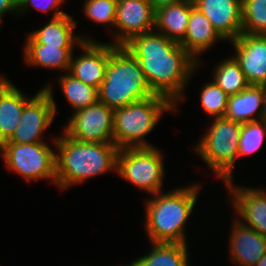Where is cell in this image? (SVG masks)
<instances>
[{
	"label": "cell",
	"instance_id": "obj_1",
	"mask_svg": "<svg viewBox=\"0 0 266 266\" xmlns=\"http://www.w3.org/2000/svg\"><path fill=\"white\" fill-rule=\"evenodd\" d=\"M140 62L151 90L169 99L178 111L185 88L199 69L198 62L178 42L151 31L133 37L124 45Z\"/></svg>",
	"mask_w": 266,
	"mask_h": 266
},
{
	"label": "cell",
	"instance_id": "obj_2",
	"mask_svg": "<svg viewBox=\"0 0 266 266\" xmlns=\"http://www.w3.org/2000/svg\"><path fill=\"white\" fill-rule=\"evenodd\" d=\"M56 148V186L66 190L88 179L115 171L119 148L114 143L80 142L63 131L53 137Z\"/></svg>",
	"mask_w": 266,
	"mask_h": 266
},
{
	"label": "cell",
	"instance_id": "obj_3",
	"mask_svg": "<svg viewBox=\"0 0 266 266\" xmlns=\"http://www.w3.org/2000/svg\"><path fill=\"white\" fill-rule=\"evenodd\" d=\"M201 187L200 183H192L146 198L143 224L150 243L189 244L186 224L198 201Z\"/></svg>",
	"mask_w": 266,
	"mask_h": 266
},
{
	"label": "cell",
	"instance_id": "obj_4",
	"mask_svg": "<svg viewBox=\"0 0 266 266\" xmlns=\"http://www.w3.org/2000/svg\"><path fill=\"white\" fill-rule=\"evenodd\" d=\"M156 95L150 88L140 62L125 46L111 43L105 78L98 89V101L119 109Z\"/></svg>",
	"mask_w": 266,
	"mask_h": 266
},
{
	"label": "cell",
	"instance_id": "obj_5",
	"mask_svg": "<svg viewBox=\"0 0 266 266\" xmlns=\"http://www.w3.org/2000/svg\"><path fill=\"white\" fill-rule=\"evenodd\" d=\"M176 106L166 97L153 95L114 110L113 140L119 148L153 147L146 135L151 133L164 113H174Z\"/></svg>",
	"mask_w": 266,
	"mask_h": 266
},
{
	"label": "cell",
	"instance_id": "obj_6",
	"mask_svg": "<svg viewBox=\"0 0 266 266\" xmlns=\"http://www.w3.org/2000/svg\"><path fill=\"white\" fill-rule=\"evenodd\" d=\"M242 123L224 117L212 123L194 146V151L223 184L233 180Z\"/></svg>",
	"mask_w": 266,
	"mask_h": 266
},
{
	"label": "cell",
	"instance_id": "obj_7",
	"mask_svg": "<svg viewBox=\"0 0 266 266\" xmlns=\"http://www.w3.org/2000/svg\"><path fill=\"white\" fill-rule=\"evenodd\" d=\"M157 147H127L117 153L116 172L138 190L150 195L162 192L165 162Z\"/></svg>",
	"mask_w": 266,
	"mask_h": 266
},
{
	"label": "cell",
	"instance_id": "obj_8",
	"mask_svg": "<svg viewBox=\"0 0 266 266\" xmlns=\"http://www.w3.org/2000/svg\"><path fill=\"white\" fill-rule=\"evenodd\" d=\"M2 158L7 170L27 181L49 180L56 185V152L46 142L8 143Z\"/></svg>",
	"mask_w": 266,
	"mask_h": 266
},
{
	"label": "cell",
	"instance_id": "obj_9",
	"mask_svg": "<svg viewBox=\"0 0 266 266\" xmlns=\"http://www.w3.org/2000/svg\"><path fill=\"white\" fill-rule=\"evenodd\" d=\"M53 86L50 82L38 90L24 105L23 113L15 132L8 143L31 144L44 142V131L50 128L57 112Z\"/></svg>",
	"mask_w": 266,
	"mask_h": 266
},
{
	"label": "cell",
	"instance_id": "obj_10",
	"mask_svg": "<svg viewBox=\"0 0 266 266\" xmlns=\"http://www.w3.org/2000/svg\"><path fill=\"white\" fill-rule=\"evenodd\" d=\"M114 110L101 102L74 111L63 132L73 140L93 143H114Z\"/></svg>",
	"mask_w": 266,
	"mask_h": 266
},
{
	"label": "cell",
	"instance_id": "obj_11",
	"mask_svg": "<svg viewBox=\"0 0 266 266\" xmlns=\"http://www.w3.org/2000/svg\"><path fill=\"white\" fill-rule=\"evenodd\" d=\"M155 10L148 0H117L114 31L115 46H124L133 37L154 31Z\"/></svg>",
	"mask_w": 266,
	"mask_h": 266
},
{
	"label": "cell",
	"instance_id": "obj_12",
	"mask_svg": "<svg viewBox=\"0 0 266 266\" xmlns=\"http://www.w3.org/2000/svg\"><path fill=\"white\" fill-rule=\"evenodd\" d=\"M235 217L266 238V189L235 185L234 179L224 183Z\"/></svg>",
	"mask_w": 266,
	"mask_h": 266
},
{
	"label": "cell",
	"instance_id": "obj_13",
	"mask_svg": "<svg viewBox=\"0 0 266 266\" xmlns=\"http://www.w3.org/2000/svg\"><path fill=\"white\" fill-rule=\"evenodd\" d=\"M81 54H72L69 74L94 88L101 86L111 54V42L84 40L79 46Z\"/></svg>",
	"mask_w": 266,
	"mask_h": 266
},
{
	"label": "cell",
	"instance_id": "obj_14",
	"mask_svg": "<svg viewBox=\"0 0 266 266\" xmlns=\"http://www.w3.org/2000/svg\"><path fill=\"white\" fill-rule=\"evenodd\" d=\"M229 42L249 85L266 86V35L241 33Z\"/></svg>",
	"mask_w": 266,
	"mask_h": 266
},
{
	"label": "cell",
	"instance_id": "obj_15",
	"mask_svg": "<svg viewBox=\"0 0 266 266\" xmlns=\"http://www.w3.org/2000/svg\"><path fill=\"white\" fill-rule=\"evenodd\" d=\"M192 1L227 42L242 33V0Z\"/></svg>",
	"mask_w": 266,
	"mask_h": 266
},
{
	"label": "cell",
	"instance_id": "obj_16",
	"mask_svg": "<svg viewBox=\"0 0 266 266\" xmlns=\"http://www.w3.org/2000/svg\"><path fill=\"white\" fill-rule=\"evenodd\" d=\"M229 231V258L238 266H254L266 253V238L236 218Z\"/></svg>",
	"mask_w": 266,
	"mask_h": 266
},
{
	"label": "cell",
	"instance_id": "obj_17",
	"mask_svg": "<svg viewBox=\"0 0 266 266\" xmlns=\"http://www.w3.org/2000/svg\"><path fill=\"white\" fill-rule=\"evenodd\" d=\"M77 22L73 16L64 14L57 18H50L46 25L30 32L26 37L25 44H44L46 46H60L61 48L78 47L84 40H95L81 33L75 34Z\"/></svg>",
	"mask_w": 266,
	"mask_h": 266
},
{
	"label": "cell",
	"instance_id": "obj_18",
	"mask_svg": "<svg viewBox=\"0 0 266 266\" xmlns=\"http://www.w3.org/2000/svg\"><path fill=\"white\" fill-rule=\"evenodd\" d=\"M224 118L239 123L266 118V86L249 85L228 98Z\"/></svg>",
	"mask_w": 266,
	"mask_h": 266
},
{
	"label": "cell",
	"instance_id": "obj_19",
	"mask_svg": "<svg viewBox=\"0 0 266 266\" xmlns=\"http://www.w3.org/2000/svg\"><path fill=\"white\" fill-rule=\"evenodd\" d=\"M227 42L212 26L208 18L193 7L190 12L187 31L184 39L179 43L187 52L201 65L200 55L217 44L216 42Z\"/></svg>",
	"mask_w": 266,
	"mask_h": 266
},
{
	"label": "cell",
	"instance_id": "obj_20",
	"mask_svg": "<svg viewBox=\"0 0 266 266\" xmlns=\"http://www.w3.org/2000/svg\"><path fill=\"white\" fill-rule=\"evenodd\" d=\"M192 0L166 5L155 10L154 30L168 39L180 43L186 34Z\"/></svg>",
	"mask_w": 266,
	"mask_h": 266
},
{
	"label": "cell",
	"instance_id": "obj_21",
	"mask_svg": "<svg viewBox=\"0 0 266 266\" xmlns=\"http://www.w3.org/2000/svg\"><path fill=\"white\" fill-rule=\"evenodd\" d=\"M32 97L22 93L16 85L8 80L0 88V130L9 140L20 122L24 105Z\"/></svg>",
	"mask_w": 266,
	"mask_h": 266
},
{
	"label": "cell",
	"instance_id": "obj_22",
	"mask_svg": "<svg viewBox=\"0 0 266 266\" xmlns=\"http://www.w3.org/2000/svg\"><path fill=\"white\" fill-rule=\"evenodd\" d=\"M74 50L75 48H61L60 46H46L44 44H24L23 60L28 66L48 70L58 69L68 73Z\"/></svg>",
	"mask_w": 266,
	"mask_h": 266
},
{
	"label": "cell",
	"instance_id": "obj_23",
	"mask_svg": "<svg viewBox=\"0 0 266 266\" xmlns=\"http://www.w3.org/2000/svg\"><path fill=\"white\" fill-rule=\"evenodd\" d=\"M189 244L153 243L148 253L134 259L138 266H189Z\"/></svg>",
	"mask_w": 266,
	"mask_h": 266
},
{
	"label": "cell",
	"instance_id": "obj_24",
	"mask_svg": "<svg viewBox=\"0 0 266 266\" xmlns=\"http://www.w3.org/2000/svg\"><path fill=\"white\" fill-rule=\"evenodd\" d=\"M58 84L63 96L70 104L73 112L98 102V89L75 79L69 73L58 76Z\"/></svg>",
	"mask_w": 266,
	"mask_h": 266
},
{
	"label": "cell",
	"instance_id": "obj_25",
	"mask_svg": "<svg viewBox=\"0 0 266 266\" xmlns=\"http://www.w3.org/2000/svg\"><path fill=\"white\" fill-rule=\"evenodd\" d=\"M212 80L228 95H235L249 86L239 63L233 56L217 63Z\"/></svg>",
	"mask_w": 266,
	"mask_h": 266
},
{
	"label": "cell",
	"instance_id": "obj_26",
	"mask_svg": "<svg viewBox=\"0 0 266 266\" xmlns=\"http://www.w3.org/2000/svg\"><path fill=\"white\" fill-rule=\"evenodd\" d=\"M242 33L266 35V0H242Z\"/></svg>",
	"mask_w": 266,
	"mask_h": 266
},
{
	"label": "cell",
	"instance_id": "obj_27",
	"mask_svg": "<svg viewBox=\"0 0 266 266\" xmlns=\"http://www.w3.org/2000/svg\"><path fill=\"white\" fill-rule=\"evenodd\" d=\"M266 138V118L242 124L238 145V158L256 152Z\"/></svg>",
	"mask_w": 266,
	"mask_h": 266
},
{
	"label": "cell",
	"instance_id": "obj_28",
	"mask_svg": "<svg viewBox=\"0 0 266 266\" xmlns=\"http://www.w3.org/2000/svg\"><path fill=\"white\" fill-rule=\"evenodd\" d=\"M199 96L202 109L210 118L224 117L229 96L212 79L203 84Z\"/></svg>",
	"mask_w": 266,
	"mask_h": 266
},
{
	"label": "cell",
	"instance_id": "obj_29",
	"mask_svg": "<svg viewBox=\"0 0 266 266\" xmlns=\"http://www.w3.org/2000/svg\"><path fill=\"white\" fill-rule=\"evenodd\" d=\"M82 5L86 19L114 29L117 0H85Z\"/></svg>",
	"mask_w": 266,
	"mask_h": 266
},
{
	"label": "cell",
	"instance_id": "obj_30",
	"mask_svg": "<svg viewBox=\"0 0 266 266\" xmlns=\"http://www.w3.org/2000/svg\"><path fill=\"white\" fill-rule=\"evenodd\" d=\"M64 2V0H18V15L22 16L25 15V13H30V9L33 8L46 13L50 12V10H54L51 19L57 18L67 14L60 10Z\"/></svg>",
	"mask_w": 266,
	"mask_h": 266
},
{
	"label": "cell",
	"instance_id": "obj_31",
	"mask_svg": "<svg viewBox=\"0 0 266 266\" xmlns=\"http://www.w3.org/2000/svg\"><path fill=\"white\" fill-rule=\"evenodd\" d=\"M9 13L18 16V0H0V27L4 16Z\"/></svg>",
	"mask_w": 266,
	"mask_h": 266
},
{
	"label": "cell",
	"instance_id": "obj_32",
	"mask_svg": "<svg viewBox=\"0 0 266 266\" xmlns=\"http://www.w3.org/2000/svg\"><path fill=\"white\" fill-rule=\"evenodd\" d=\"M148 1L151 3L153 9L156 10L160 7L180 3L184 0H148Z\"/></svg>",
	"mask_w": 266,
	"mask_h": 266
},
{
	"label": "cell",
	"instance_id": "obj_33",
	"mask_svg": "<svg viewBox=\"0 0 266 266\" xmlns=\"http://www.w3.org/2000/svg\"><path fill=\"white\" fill-rule=\"evenodd\" d=\"M8 144V140L3 135L2 131L0 130V154L3 156V153L5 151L6 145Z\"/></svg>",
	"mask_w": 266,
	"mask_h": 266
},
{
	"label": "cell",
	"instance_id": "obj_34",
	"mask_svg": "<svg viewBox=\"0 0 266 266\" xmlns=\"http://www.w3.org/2000/svg\"><path fill=\"white\" fill-rule=\"evenodd\" d=\"M254 266H266V253L255 263Z\"/></svg>",
	"mask_w": 266,
	"mask_h": 266
},
{
	"label": "cell",
	"instance_id": "obj_35",
	"mask_svg": "<svg viewBox=\"0 0 266 266\" xmlns=\"http://www.w3.org/2000/svg\"><path fill=\"white\" fill-rule=\"evenodd\" d=\"M9 79L2 74L0 75V88L8 81Z\"/></svg>",
	"mask_w": 266,
	"mask_h": 266
},
{
	"label": "cell",
	"instance_id": "obj_36",
	"mask_svg": "<svg viewBox=\"0 0 266 266\" xmlns=\"http://www.w3.org/2000/svg\"><path fill=\"white\" fill-rule=\"evenodd\" d=\"M125 266V265H124ZM126 266H138L137 265V263L133 260V261H131V263L129 264H127Z\"/></svg>",
	"mask_w": 266,
	"mask_h": 266
}]
</instances>
